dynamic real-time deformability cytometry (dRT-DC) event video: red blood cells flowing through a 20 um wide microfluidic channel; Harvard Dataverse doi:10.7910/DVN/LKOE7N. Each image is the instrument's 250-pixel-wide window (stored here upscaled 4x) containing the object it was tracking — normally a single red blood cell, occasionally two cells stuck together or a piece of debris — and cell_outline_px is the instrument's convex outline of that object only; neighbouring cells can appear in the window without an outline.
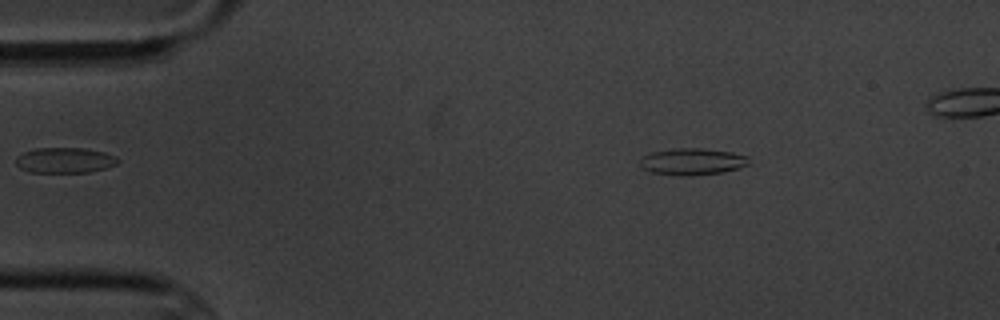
{"species": "common noctule bat (a hibernating species)", "species_latin": "Nyctalus noctula", "temperature_condition": "cold", "stored_images_in_passage": 4, "camera_frame_rate_fps": 3000, "um_per_image_px": 0.085, "animal": {"sex": "male", "body_mass_g": 20.1, "forearm_length_mm": 53.5}, "frame": {"image": 1, "passage_image": 1, "time_ms": 0.0, "image_size_px": [1000, 320], "cell_outline_px": [[752, 164], [740, 168], [720, 172], [652, 172], [644, 168], [640, 164], [640, 160], [644, 156], [652, 152], [672, 148], [704, 148], [732, 152], [748, 156]], "centroid_in_image_um": [58.95, 13.65], "position_along_channel_um": 26.1, "area_um2": 15.95}}